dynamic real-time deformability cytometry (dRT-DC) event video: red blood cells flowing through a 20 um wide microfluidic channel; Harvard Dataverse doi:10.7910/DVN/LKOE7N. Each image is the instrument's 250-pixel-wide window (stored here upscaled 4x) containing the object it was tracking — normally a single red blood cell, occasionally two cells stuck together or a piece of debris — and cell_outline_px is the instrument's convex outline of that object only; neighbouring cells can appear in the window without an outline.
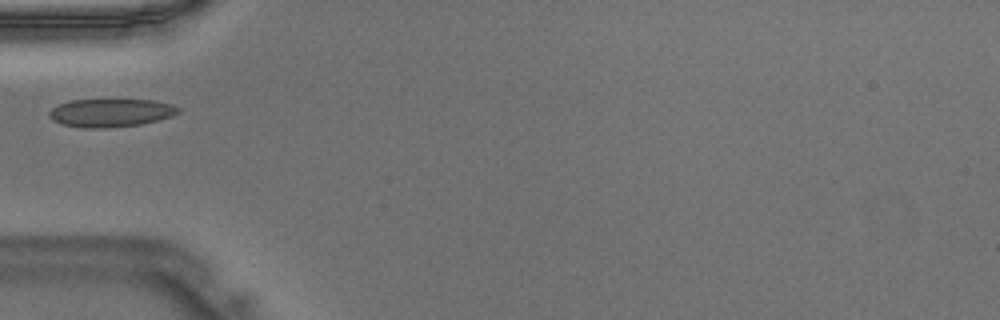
{"species": "Egyptian fruit bat (a non-hibernating species)", "species_latin": "Rousettus aegyptiacus", "temperature_condition": "warm", "stored_images_in_passage": 26, "camera_frame_rate_fps": 3000, "um_per_image_px": 0.085, "animal": {"sex": "male"}, "frame": {"image": 1, "passage_image": 1, "time_ms": 0.0, "image_size_px": [1000, 320], "cell_outline_px": [[180, 112], [172, 116], [160, 120], [140, 124], [108, 128], [80, 128], [60, 124], [52, 120], [48, 116], [48, 112], [52, 108], [60, 104], [72, 100], [156, 100], [172, 104], [180, 108]], "centroid_in_image_um": [9.42, 9.6], "position_along_channel_um": 75.6, "area_um2": 21.39}}
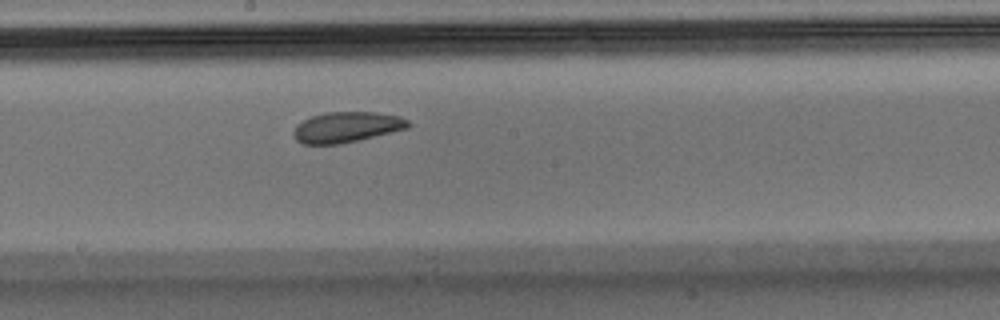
{"frame": {"image": 2, "passage_image": 11, "time_ms": 3.333, "image_size_px": [1000, 320], "cell_outline_px": [[412, 124], [408, 128], [360, 140], [340, 144], [304, 144], [296, 140], [292, 132], [296, 124], [312, 116], [324, 112], [376, 112], [400, 116], [408, 120]], "centroid_in_image_um": [29.47, 10.8], "position_along_channel_um": 218.7, "area_um2": 20.58}}
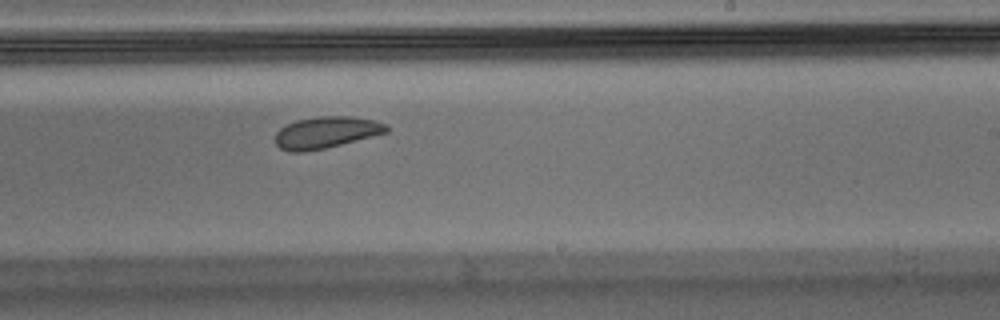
{"frame": {"image": 3, "passage_image": 14, "time_ms": 4.333, "image_size_px": [1000, 320], "cell_outline_px": [[388, 132], [324, 148], [304, 152], [288, 152], [280, 148], [276, 144], [276, 132], [280, 128], [296, 120], [320, 116], [352, 116], [376, 120], [388, 124]], "centroid_in_image_um": [27.73, 11.25], "position_along_channel_um": 261.3, "area_um2": 20.46}}